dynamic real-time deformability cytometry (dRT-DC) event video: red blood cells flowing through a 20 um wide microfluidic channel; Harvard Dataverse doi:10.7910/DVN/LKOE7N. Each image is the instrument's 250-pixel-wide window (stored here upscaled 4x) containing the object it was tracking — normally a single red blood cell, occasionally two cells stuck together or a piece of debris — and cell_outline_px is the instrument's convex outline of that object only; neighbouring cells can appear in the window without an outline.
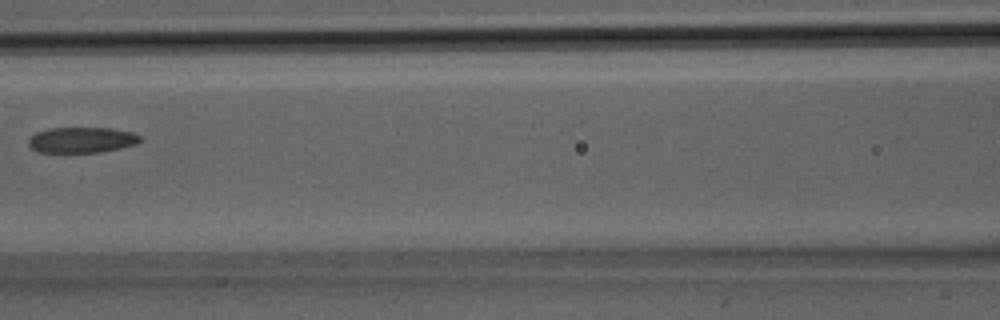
{"species": "Egyptian fruit bat (a non-hibernating species)", "species_latin": "Rousettus aegyptiacus", "temperature_condition": "room temperature", "stored_images_in_passage": 23, "camera_frame_rate_fps": 3000, "um_per_image_px": 0.085, "animal": {"sex": "male"}, "frame": {"image": 1, "passage_image": 10, "time_ms": 3.0, "image_size_px": [1000, 320], "cell_outline_px": [[144, 140], [136, 144], [120, 148], [100, 152], [36, 152], [28, 144], [28, 140], [36, 132], [48, 128], [112, 128], [132, 132], [140, 136]], "centroid_in_image_um": [6.96, 11.89], "position_along_channel_um": 159.6, "area_um2": 16.76}}
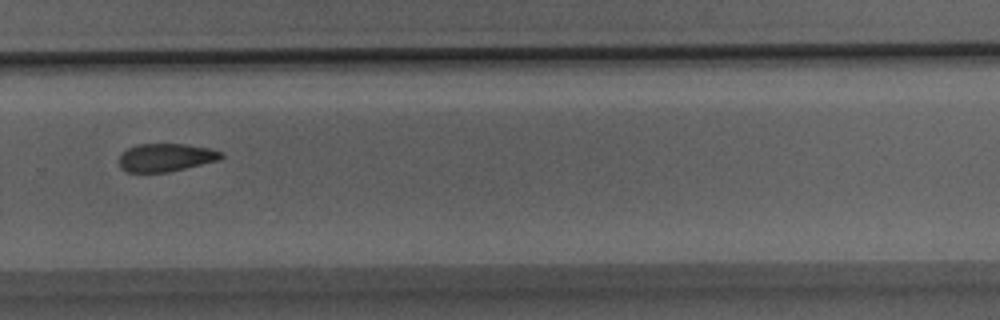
{"frame": {"image": 2, "passage_image": 17, "time_ms": 5.333, "image_size_px": [1000, 320], "cell_outline_px": [[224, 156], [220, 160], [168, 172], [128, 172], [120, 168], [120, 156], [128, 148], [136, 144], [184, 144], [212, 148], [224, 152]], "centroid_in_image_um": [14.15, 13.38], "position_along_channel_um": 315.7, "area_um2": 16.76}}